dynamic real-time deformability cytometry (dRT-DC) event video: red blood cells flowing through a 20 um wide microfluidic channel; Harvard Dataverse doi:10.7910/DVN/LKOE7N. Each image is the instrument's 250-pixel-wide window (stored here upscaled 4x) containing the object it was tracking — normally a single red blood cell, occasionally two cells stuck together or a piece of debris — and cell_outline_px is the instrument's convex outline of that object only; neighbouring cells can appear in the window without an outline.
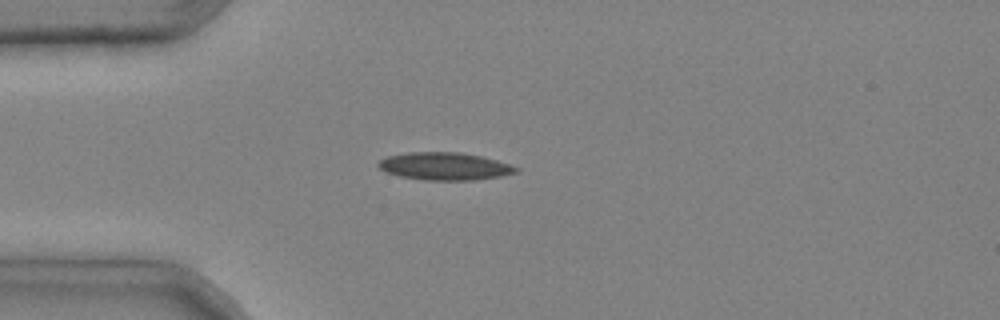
{"species": "common noctule bat (a hibernating species)", "species_latin": "Nyctalus noctula", "temperature_condition": "cold", "stored_images_in_passage": 2, "camera_frame_rate_fps": 3000, "um_per_image_px": 0.085, "animal": {"sex": "male", "body_mass_g": 20.4}, "frame": {"image": 1, "passage_image": 2, "time_ms": 0.333, "image_size_px": [1000, 320], "cell_outline_px": [[520, 168], [516, 172], [500, 176], [472, 180], [424, 180], [400, 176], [384, 172], [376, 164], [380, 160], [388, 156], [408, 152], [460, 152], [480, 156], [496, 160]], "centroid_in_image_um": [37.75, 14.13], "position_along_channel_um": 47.2, "area_um2": 22.02}}